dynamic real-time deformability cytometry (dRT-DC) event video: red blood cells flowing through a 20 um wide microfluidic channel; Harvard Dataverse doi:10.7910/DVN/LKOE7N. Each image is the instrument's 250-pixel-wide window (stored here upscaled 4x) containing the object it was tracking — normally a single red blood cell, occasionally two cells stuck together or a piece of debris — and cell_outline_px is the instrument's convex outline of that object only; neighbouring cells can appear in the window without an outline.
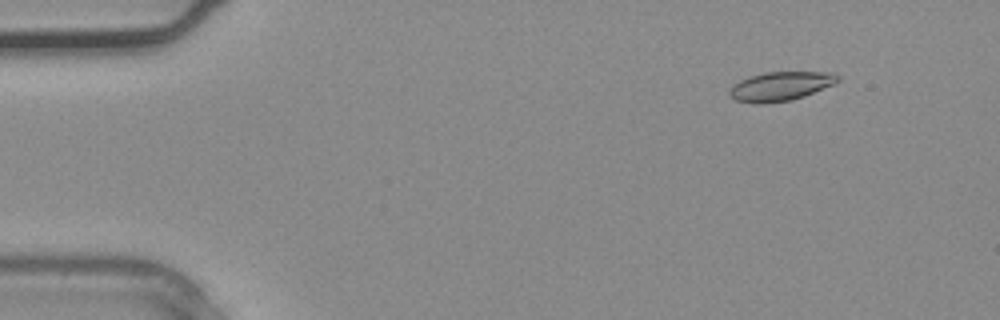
{"species": "common noctule bat (a hibernating species)", "species_latin": "Nyctalus noctula", "temperature_condition": "warm", "stored_images_in_passage": 4, "camera_frame_rate_fps": 3000, "um_per_image_px": 0.085, "animal": {"sex": "male", "body_mass_g": 20.4}, "frame": {"image": 1, "passage_image": 1, "time_ms": 0.0, "image_size_px": [1000, 320], "cell_outline_px": [[840, 80], [832, 84], [804, 96], [792, 100], [760, 104], [756, 104], [736, 100], [728, 96], [728, 88], [732, 84], [748, 76], [764, 72], [832, 72], [840, 76]], "centroid_in_image_um": [66.27, 7.33], "position_along_channel_um": 18.7, "area_um2": 18.5}}
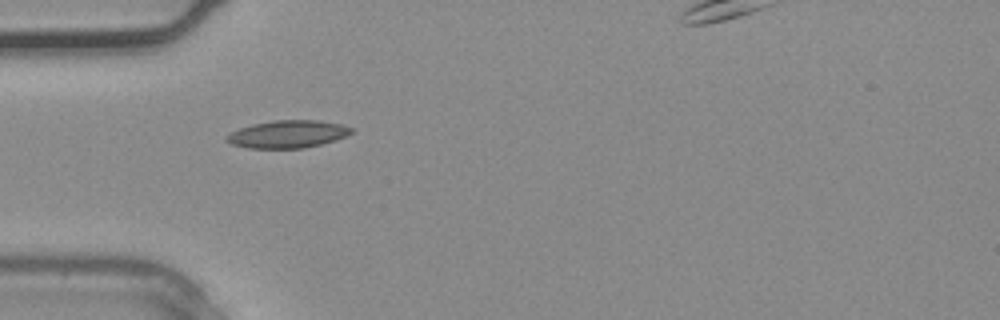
{"frame": {"image": 2, "passage_image": 3, "time_ms": 0.667, "image_size_px": [1000, 320], "cell_outline_px": [[356, 128], [352, 132], [336, 140], [304, 148], [248, 148], [232, 144], [224, 140], [224, 136], [240, 128], [252, 124], [272, 120], [316, 120], [340, 124]], "centroid_in_image_um": [24.44, 11.4], "position_along_channel_um": 60.6, "area_um2": 20.06}}